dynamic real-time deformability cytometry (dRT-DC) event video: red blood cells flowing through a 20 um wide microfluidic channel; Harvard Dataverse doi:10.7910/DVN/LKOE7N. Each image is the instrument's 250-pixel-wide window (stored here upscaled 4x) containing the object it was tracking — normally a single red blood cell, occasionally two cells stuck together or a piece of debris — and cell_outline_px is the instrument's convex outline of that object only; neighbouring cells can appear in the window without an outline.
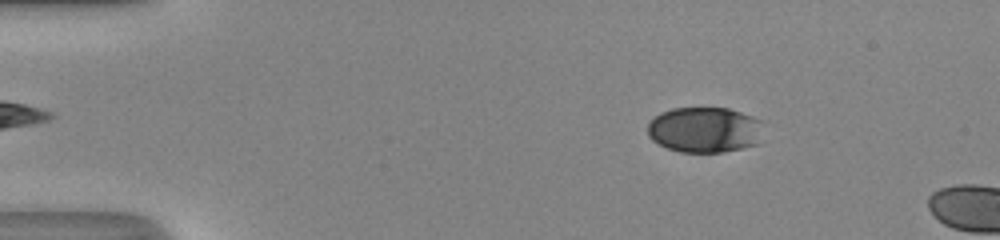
{"species": "human", "species_latin": "Homo sapiens", "temperature_condition": "room temperature", "stored_images_in_passage": 11, "camera_frame_rate_fps": 3000, "um_per_image_px": 0.085, "donor": {"sex": "male"}, "frame": {"image": 1, "passage_image": 3, "time_ms": 0.667, "image_size_px": [1000, 240], "cell_outline_px": [[764, 120], [756, 144], [724, 152], [680, 152], [668, 148], [652, 140], [648, 136], [648, 120], [660, 112], [672, 108], [728, 108]], "centroid_in_image_um": [59.86, 11.02], "position_along_channel_um": 25.1, "area_um2": 30.87}}